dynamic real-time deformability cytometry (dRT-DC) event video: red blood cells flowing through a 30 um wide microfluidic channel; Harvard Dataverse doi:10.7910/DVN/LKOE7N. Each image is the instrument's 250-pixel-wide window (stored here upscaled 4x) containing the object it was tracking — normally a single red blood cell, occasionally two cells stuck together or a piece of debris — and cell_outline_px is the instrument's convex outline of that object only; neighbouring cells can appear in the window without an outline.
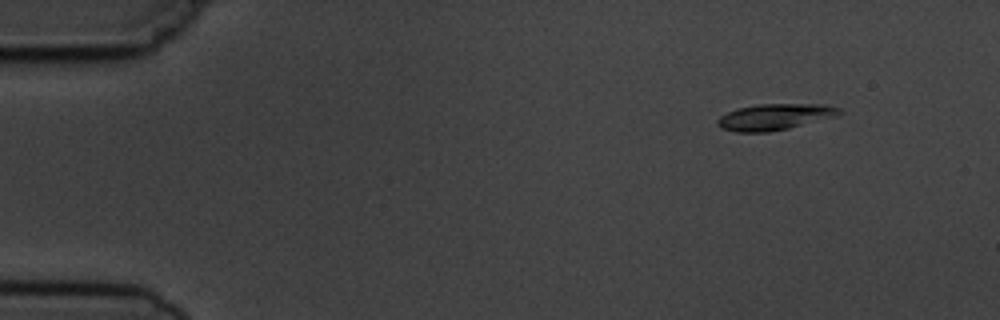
{"species": "common noctule bat (a hibernating species)", "species_latin": "Nyctalus noctula", "temperature_condition": "cold", "stored_images_in_passage": 5, "camera_frame_rate_fps": 3000, "um_per_image_px": 0.085, "animal": {"sex": "male", "body_mass_g": 19.5, "forearm_length_mm": 54.6}, "frame": {"image": 1, "passage_image": 2, "time_ms": 1.333, "image_size_px": [1000, 320], "cell_outline_px": [[844, 112], [836, 116], [788, 128], [768, 132], [736, 132], [720, 128], [716, 124], [716, 120], [720, 116], [736, 108], [756, 104], [824, 104], [840, 108]], "centroid_in_image_um": [65.82, 9.93], "position_along_channel_um": 19.2, "area_um2": 18.67}}
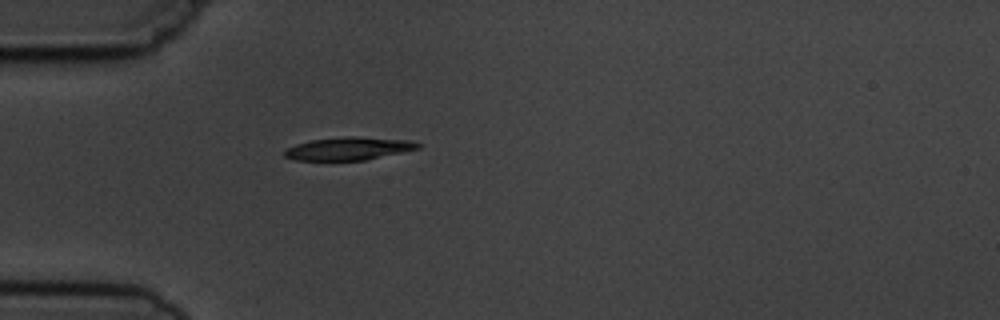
{"frame": {"image": 2, "passage_image": 5, "time_ms": 4.667, "image_size_px": [1000, 320], "cell_outline_px": [[420, 148], [364, 160], [296, 160], [284, 156], [284, 152], [288, 148], [296, 144], [312, 140], [348, 136], [356, 136], [412, 140], [420, 144]], "centroid_in_image_um": [29.66, 12.62], "position_along_channel_um": 55.3, "area_um2": 17.63}}